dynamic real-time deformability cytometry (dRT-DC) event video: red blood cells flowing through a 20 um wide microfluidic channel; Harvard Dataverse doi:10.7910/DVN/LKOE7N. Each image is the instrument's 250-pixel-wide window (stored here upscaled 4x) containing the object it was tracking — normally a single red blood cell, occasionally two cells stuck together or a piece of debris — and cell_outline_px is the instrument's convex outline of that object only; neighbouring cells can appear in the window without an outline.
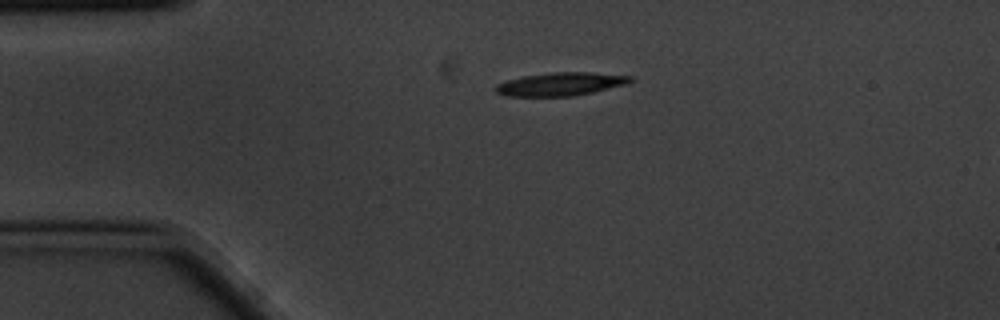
{"species": "common noctule bat (a hibernating species)", "species_latin": "Nyctalus noctula", "temperature_condition": "cold", "stored_images_in_passage": 2, "camera_frame_rate_fps": 3000, "um_per_image_px": 0.085, "animal": {"sex": "male", "body_mass_g": 20.1, "forearm_length_mm": 53.5}, "frame": {"image": 1, "passage_image": 1, "time_ms": 0.0, "image_size_px": [1000, 320], "cell_outline_px": [[632, 80], [628, 84], [592, 92], [572, 96], [504, 96], [496, 92], [496, 84], [508, 80], [524, 76], [552, 72], [592, 72], [632, 76]], "centroid_in_image_um": [47.67, 7.14], "position_along_channel_um": 37.3, "area_um2": 18.15}}